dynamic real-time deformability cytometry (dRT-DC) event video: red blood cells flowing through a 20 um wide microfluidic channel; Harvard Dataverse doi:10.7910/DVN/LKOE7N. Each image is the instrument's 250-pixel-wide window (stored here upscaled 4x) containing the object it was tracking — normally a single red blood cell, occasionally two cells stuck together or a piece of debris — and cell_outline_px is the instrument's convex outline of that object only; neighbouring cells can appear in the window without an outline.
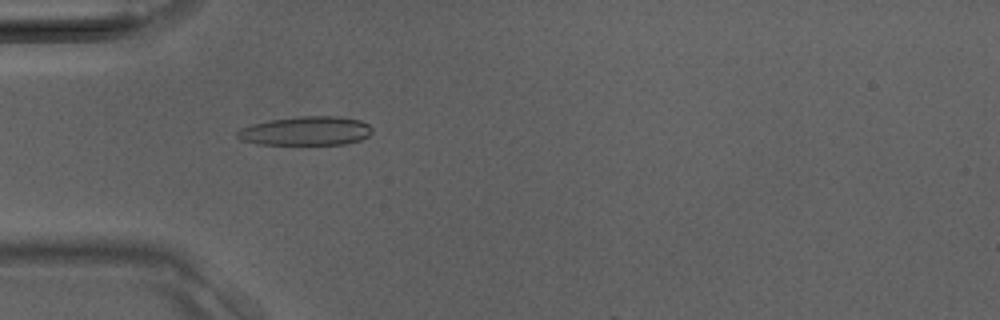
{"species": "Egyptian fruit bat (a non-hibernating species)", "species_latin": "Rousettus aegyptiacus", "temperature_condition": "room temperature", "stored_images_in_passage": 15, "camera_frame_rate_fps": 3000, "um_per_image_px": 0.085, "animal": {"sex": "male"}, "frame": {"image": 1, "passage_image": 12, "time_ms": 3.667, "image_size_px": [1000, 320], "cell_outline_px": [[372, 132], [368, 136], [360, 140], [344, 144], [260, 144], [244, 140], [236, 136], [236, 132], [240, 128], [252, 124], [268, 120], [300, 116], [336, 116], [360, 120], [368, 124], [372, 128]], "centroid_in_image_um": [26.02, 11.12], "position_along_channel_um": 59.0, "area_um2": 22.66}}